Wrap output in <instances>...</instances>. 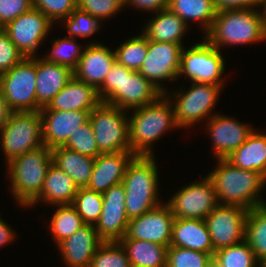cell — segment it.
Here are the masks:
<instances>
[{
    "mask_svg": "<svg viewBox=\"0 0 266 267\" xmlns=\"http://www.w3.org/2000/svg\"><path fill=\"white\" fill-rule=\"evenodd\" d=\"M262 12H263V16H264V20L266 24V0H263Z\"/></svg>",
    "mask_w": 266,
    "mask_h": 267,
    "instance_id": "51",
    "label": "cell"
},
{
    "mask_svg": "<svg viewBox=\"0 0 266 267\" xmlns=\"http://www.w3.org/2000/svg\"><path fill=\"white\" fill-rule=\"evenodd\" d=\"M51 149L45 145L13 158L7 163L10 190L19 206H28L40 195L49 166Z\"/></svg>",
    "mask_w": 266,
    "mask_h": 267,
    "instance_id": "5",
    "label": "cell"
},
{
    "mask_svg": "<svg viewBox=\"0 0 266 267\" xmlns=\"http://www.w3.org/2000/svg\"><path fill=\"white\" fill-rule=\"evenodd\" d=\"M170 246L214 255V248L205 220L175 218Z\"/></svg>",
    "mask_w": 266,
    "mask_h": 267,
    "instance_id": "24",
    "label": "cell"
},
{
    "mask_svg": "<svg viewBox=\"0 0 266 267\" xmlns=\"http://www.w3.org/2000/svg\"><path fill=\"white\" fill-rule=\"evenodd\" d=\"M84 47L78 65L73 70L74 77L98 90L116 62L115 52L102 42H88Z\"/></svg>",
    "mask_w": 266,
    "mask_h": 267,
    "instance_id": "18",
    "label": "cell"
},
{
    "mask_svg": "<svg viewBox=\"0 0 266 267\" xmlns=\"http://www.w3.org/2000/svg\"><path fill=\"white\" fill-rule=\"evenodd\" d=\"M246 241L214 252L213 267H261Z\"/></svg>",
    "mask_w": 266,
    "mask_h": 267,
    "instance_id": "34",
    "label": "cell"
},
{
    "mask_svg": "<svg viewBox=\"0 0 266 267\" xmlns=\"http://www.w3.org/2000/svg\"><path fill=\"white\" fill-rule=\"evenodd\" d=\"M129 145L136 156H154L153 143L179 129L172 102L162 94L155 102L134 109L128 116Z\"/></svg>",
    "mask_w": 266,
    "mask_h": 267,
    "instance_id": "2",
    "label": "cell"
},
{
    "mask_svg": "<svg viewBox=\"0 0 266 267\" xmlns=\"http://www.w3.org/2000/svg\"><path fill=\"white\" fill-rule=\"evenodd\" d=\"M219 49L205 38L193 46L181 50L178 79H190L195 83L213 84L223 87L225 77V60Z\"/></svg>",
    "mask_w": 266,
    "mask_h": 267,
    "instance_id": "9",
    "label": "cell"
},
{
    "mask_svg": "<svg viewBox=\"0 0 266 267\" xmlns=\"http://www.w3.org/2000/svg\"><path fill=\"white\" fill-rule=\"evenodd\" d=\"M0 145L6 164L21 154L43 146L40 112H9L0 128Z\"/></svg>",
    "mask_w": 266,
    "mask_h": 267,
    "instance_id": "7",
    "label": "cell"
},
{
    "mask_svg": "<svg viewBox=\"0 0 266 267\" xmlns=\"http://www.w3.org/2000/svg\"><path fill=\"white\" fill-rule=\"evenodd\" d=\"M89 267H131L130 260L119 241L102 242Z\"/></svg>",
    "mask_w": 266,
    "mask_h": 267,
    "instance_id": "40",
    "label": "cell"
},
{
    "mask_svg": "<svg viewBox=\"0 0 266 267\" xmlns=\"http://www.w3.org/2000/svg\"><path fill=\"white\" fill-rule=\"evenodd\" d=\"M168 8L188 26L190 20L197 21L203 34L210 30L217 13L213 0H169Z\"/></svg>",
    "mask_w": 266,
    "mask_h": 267,
    "instance_id": "31",
    "label": "cell"
},
{
    "mask_svg": "<svg viewBox=\"0 0 266 267\" xmlns=\"http://www.w3.org/2000/svg\"><path fill=\"white\" fill-rule=\"evenodd\" d=\"M203 36L221 51L222 47L255 44L266 40L262 9H227L216 13L210 30Z\"/></svg>",
    "mask_w": 266,
    "mask_h": 267,
    "instance_id": "3",
    "label": "cell"
},
{
    "mask_svg": "<svg viewBox=\"0 0 266 267\" xmlns=\"http://www.w3.org/2000/svg\"><path fill=\"white\" fill-rule=\"evenodd\" d=\"M163 93L139 71H123L122 110L132 111L155 102ZM130 109V110H129Z\"/></svg>",
    "mask_w": 266,
    "mask_h": 267,
    "instance_id": "27",
    "label": "cell"
},
{
    "mask_svg": "<svg viewBox=\"0 0 266 267\" xmlns=\"http://www.w3.org/2000/svg\"><path fill=\"white\" fill-rule=\"evenodd\" d=\"M53 207L57 208L47 226H49L48 229L52 239L58 245L85 224L72 204L53 205Z\"/></svg>",
    "mask_w": 266,
    "mask_h": 267,
    "instance_id": "33",
    "label": "cell"
},
{
    "mask_svg": "<svg viewBox=\"0 0 266 267\" xmlns=\"http://www.w3.org/2000/svg\"><path fill=\"white\" fill-rule=\"evenodd\" d=\"M175 217L164 202L139 217L129 220L126 235L122 239L150 241L169 247Z\"/></svg>",
    "mask_w": 266,
    "mask_h": 267,
    "instance_id": "15",
    "label": "cell"
},
{
    "mask_svg": "<svg viewBox=\"0 0 266 267\" xmlns=\"http://www.w3.org/2000/svg\"><path fill=\"white\" fill-rule=\"evenodd\" d=\"M166 267H213V256L196 250L169 246Z\"/></svg>",
    "mask_w": 266,
    "mask_h": 267,
    "instance_id": "39",
    "label": "cell"
},
{
    "mask_svg": "<svg viewBox=\"0 0 266 267\" xmlns=\"http://www.w3.org/2000/svg\"><path fill=\"white\" fill-rule=\"evenodd\" d=\"M16 232L0 217V247L6 246L15 240Z\"/></svg>",
    "mask_w": 266,
    "mask_h": 267,
    "instance_id": "49",
    "label": "cell"
},
{
    "mask_svg": "<svg viewBox=\"0 0 266 267\" xmlns=\"http://www.w3.org/2000/svg\"><path fill=\"white\" fill-rule=\"evenodd\" d=\"M225 159L237 168L256 171L266 177V134L254 129L248 139Z\"/></svg>",
    "mask_w": 266,
    "mask_h": 267,
    "instance_id": "28",
    "label": "cell"
},
{
    "mask_svg": "<svg viewBox=\"0 0 266 267\" xmlns=\"http://www.w3.org/2000/svg\"><path fill=\"white\" fill-rule=\"evenodd\" d=\"M0 93L10 112H35L36 57L24 58L0 75Z\"/></svg>",
    "mask_w": 266,
    "mask_h": 267,
    "instance_id": "8",
    "label": "cell"
},
{
    "mask_svg": "<svg viewBox=\"0 0 266 267\" xmlns=\"http://www.w3.org/2000/svg\"><path fill=\"white\" fill-rule=\"evenodd\" d=\"M103 207L95 224L103 242L120 241L127 232L129 219L125 211V188L122 183L111 186L102 193Z\"/></svg>",
    "mask_w": 266,
    "mask_h": 267,
    "instance_id": "16",
    "label": "cell"
},
{
    "mask_svg": "<svg viewBox=\"0 0 266 267\" xmlns=\"http://www.w3.org/2000/svg\"><path fill=\"white\" fill-rule=\"evenodd\" d=\"M156 163L154 156H135L126 168L122 184L125 188V211L129 220L163 203L159 195L160 173Z\"/></svg>",
    "mask_w": 266,
    "mask_h": 267,
    "instance_id": "4",
    "label": "cell"
},
{
    "mask_svg": "<svg viewBox=\"0 0 266 267\" xmlns=\"http://www.w3.org/2000/svg\"><path fill=\"white\" fill-rule=\"evenodd\" d=\"M101 102L98 91L73 77L48 105L40 110L92 111Z\"/></svg>",
    "mask_w": 266,
    "mask_h": 267,
    "instance_id": "23",
    "label": "cell"
},
{
    "mask_svg": "<svg viewBox=\"0 0 266 267\" xmlns=\"http://www.w3.org/2000/svg\"><path fill=\"white\" fill-rule=\"evenodd\" d=\"M245 241L258 262L266 266V204L248 210Z\"/></svg>",
    "mask_w": 266,
    "mask_h": 267,
    "instance_id": "32",
    "label": "cell"
},
{
    "mask_svg": "<svg viewBox=\"0 0 266 267\" xmlns=\"http://www.w3.org/2000/svg\"><path fill=\"white\" fill-rule=\"evenodd\" d=\"M72 205L81 216L84 224L94 225L99 220L103 207L102 193L79 188Z\"/></svg>",
    "mask_w": 266,
    "mask_h": 267,
    "instance_id": "38",
    "label": "cell"
},
{
    "mask_svg": "<svg viewBox=\"0 0 266 267\" xmlns=\"http://www.w3.org/2000/svg\"><path fill=\"white\" fill-rule=\"evenodd\" d=\"M77 8L104 21L125 9V0H77Z\"/></svg>",
    "mask_w": 266,
    "mask_h": 267,
    "instance_id": "44",
    "label": "cell"
},
{
    "mask_svg": "<svg viewBox=\"0 0 266 267\" xmlns=\"http://www.w3.org/2000/svg\"><path fill=\"white\" fill-rule=\"evenodd\" d=\"M75 38L63 37L56 40H50L52 48L50 52L41 59L46 62L57 63L67 66L74 70L80 57L82 56L84 47Z\"/></svg>",
    "mask_w": 266,
    "mask_h": 267,
    "instance_id": "36",
    "label": "cell"
},
{
    "mask_svg": "<svg viewBox=\"0 0 266 267\" xmlns=\"http://www.w3.org/2000/svg\"><path fill=\"white\" fill-rule=\"evenodd\" d=\"M206 131L210 135L212 149L216 159H225L239 148L254 131L245 122L216 112L206 121Z\"/></svg>",
    "mask_w": 266,
    "mask_h": 267,
    "instance_id": "17",
    "label": "cell"
},
{
    "mask_svg": "<svg viewBox=\"0 0 266 267\" xmlns=\"http://www.w3.org/2000/svg\"><path fill=\"white\" fill-rule=\"evenodd\" d=\"M52 163L68 174L79 188L90 182L95 158L82 155L64 146L51 149Z\"/></svg>",
    "mask_w": 266,
    "mask_h": 267,
    "instance_id": "29",
    "label": "cell"
},
{
    "mask_svg": "<svg viewBox=\"0 0 266 267\" xmlns=\"http://www.w3.org/2000/svg\"><path fill=\"white\" fill-rule=\"evenodd\" d=\"M9 112L0 93V128L5 124Z\"/></svg>",
    "mask_w": 266,
    "mask_h": 267,
    "instance_id": "50",
    "label": "cell"
},
{
    "mask_svg": "<svg viewBox=\"0 0 266 267\" xmlns=\"http://www.w3.org/2000/svg\"><path fill=\"white\" fill-rule=\"evenodd\" d=\"M63 146L93 158L101 154L96 143L94 130L89 121L78 127Z\"/></svg>",
    "mask_w": 266,
    "mask_h": 267,
    "instance_id": "42",
    "label": "cell"
},
{
    "mask_svg": "<svg viewBox=\"0 0 266 267\" xmlns=\"http://www.w3.org/2000/svg\"><path fill=\"white\" fill-rule=\"evenodd\" d=\"M188 90L179 88L172 93H164L172 101L175 120L179 128H190L194 124L209 120L216 113V103L223 87L206 83L191 82ZM183 90V91H182ZM185 90V91H184ZM201 120V121H200Z\"/></svg>",
    "mask_w": 266,
    "mask_h": 267,
    "instance_id": "6",
    "label": "cell"
},
{
    "mask_svg": "<svg viewBox=\"0 0 266 267\" xmlns=\"http://www.w3.org/2000/svg\"><path fill=\"white\" fill-rule=\"evenodd\" d=\"M131 267H166L168 247L144 240L121 239Z\"/></svg>",
    "mask_w": 266,
    "mask_h": 267,
    "instance_id": "30",
    "label": "cell"
},
{
    "mask_svg": "<svg viewBox=\"0 0 266 267\" xmlns=\"http://www.w3.org/2000/svg\"><path fill=\"white\" fill-rule=\"evenodd\" d=\"M129 6L143 10L146 12L154 13L166 9L169 6V0H125V7Z\"/></svg>",
    "mask_w": 266,
    "mask_h": 267,
    "instance_id": "48",
    "label": "cell"
},
{
    "mask_svg": "<svg viewBox=\"0 0 266 267\" xmlns=\"http://www.w3.org/2000/svg\"><path fill=\"white\" fill-rule=\"evenodd\" d=\"M148 20L142 29L148 40L164 43H175L183 45V37L188 31V26L178 15L169 8L160 10Z\"/></svg>",
    "mask_w": 266,
    "mask_h": 267,
    "instance_id": "26",
    "label": "cell"
},
{
    "mask_svg": "<svg viewBox=\"0 0 266 267\" xmlns=\"http://www.w3.org/2000/svg\"><path fill=\"white\" fill-rule=\"evenodd\" d=\"M216 11L227 9L254 8L261 9L263 0H213Z\"/></svg>",
    "mask_w": 266,
    "mask_h": 267,
    "instance_id": "47",
    "label": "cell"
},
{
    "mask_svg": "<svg viewBox=\"0 0 266 267\" xmlns=\"http://www.w3.org/2000/svg\"><path fill=\"white\" fill-rule=\"evenodd\" d=\"M136 155L131 151L101 153L95 158L87 189L100 193L122 183L128 164Z\"/></svg>",
    "mask_w": 266,
    "mask_h": 267,
    "instance_id": "20",
    "label": "cell"
},
{
    "mask_svg": "<svg viewBox=\"0 0 266 267\" xmlns=\"http://www.w3.org/2000/svg\"><path fill=\"white\" fill-rule=\"evenodd\" d=\"M33 8L59 24L77 8V0H33Z\"/></svg>",
    "mask_w": 266,
    "mask_h": 267,
    "instance_id": "43",
    "label": "cell"
},
{
    "mask_svg": "<svg viewBox=\"0 0 266 267\" xmlns=\"http://www.w3.org/2000/svg\"><path fill=\"white\" fill-rule=\"evenodd\" d=\"M147 49V37L143 33L134 35L114 50L116 62L132 71H139L147 55Z\"/></svg>",
    "mask_w": 266,
    "mask_h": 267,
    "instance_id": "35",
    "label": "cell"
},
{
    "mask_svg": "<svg viewBox=\"0 0 266 267\" xmlns=\"http://www.w3.org/2000/svg\"><path fill=\"white\" fill-rule=\"evenodd\" d=\"M172 196L165 203L175 218L204 220L219 204L215 188L206 175L181 187Z\"/></svg>",
    "mask_w": 266,
    "mask_h": 267,
    "instance_id": "11",
    "label": "cell"
},
{
    "mask_svg": "<svg viewBox=\"0 0 266 267\" xmlns=\"http://www.w3.org/2000/svg\"><path fill=\"white\" fill-rule=\"evenodd\" d=\"M25 57L9 39L7 33L0 29V75L20 63Z\"/></svg>",
    "mask_w": 266,
    "mask_h": 267,
    "instance_id": "45",
    "label": "cell"
},
{
    "mask_svg": "<svg viewBox=\"0 0 266 267\" xmlns=\"http://www.w3.org/2000/svg\"><path fill=\"white\" fill-rule=\"evenodd\" d=\"M216 160L215 169L206 176L215 188L219 204L241 206L247 210L266 204L260 195L266 186L263 174L237 168L226 159Z\"/></svg>",
    "mask_w": 266,
    "mask_h": 267,
    "instance_id": "1",
    "label": "cell"
},
{
    "mask_svg": "<svg viewBox=\"0 0 266 267\" xmlns=\"http://www.w3.org/2000/svg\"><path fill=\"white\" fill-rule=\"evenodd\" d=\"M73 77L74 73L71 68L36 57L37 111L46 107Z\"/></svg>",
    "mask_w": 266,
    "mask_h": 267,
    "instance_id": "22",
    "label": "cell"
},
{
    "mask_svg": "<svg viewBox=\"0 0 266 267\" xmlns=\"http://www.w3.org/2000/svg\"><path fill=\"white\" fill-rule=\"evenodd\" d=\"M180 44L148 40L147 55L139 72L163 94L167 92L163 81H177L180 68Z\"/></svg>",
    "mask_w": 266,
    "mask_h": 267,
    "instance_id": "13",
    "label": "cell"
},
{
    "mask_svg": "<svg viewBox=\"0 0 266 267\" xmlns=\"http://www.w3.org/2000/svg\"><path fill=\"white\" fill-rule=\"evenodd\" d=\"M54 25L41 11L32 8L2 28L25 58L37 57L39 46Z\"/></svg>",
    "mask_w": 266,
    "mask_h": 267,
    "instance_id": "14",
    "label": "cell"
},
{
    "mask_svg": "<svg viewBox=\"0 0 266 267\" xmlns=\"http://www.w3.org/2000/svg\"><path fill=\"white\" fill-rule=\"evenodd\" d=\"M128 111L100 102L89 115L101 153L131 151L129 145Z\"/></svg>",
    "mask_w": 266,
    "mask_h": 267,
    "instance_id": "10",
    "label": "cell"
},
{
    "mask_svg": "<svg viewBox=\"0 0 266 267\" xmlns=\"http://www.w3.org/2000/svg\"><path fill=\"white\" fill-rule=\"evenodd\" d=\"M247 212L241 206L218 204L206 216L214 251L245 241Z\"/></svg>",
    "mask_w": 266,
    "mask_h": 267,
    "instance_id": "12",
    "label": "cell"
},
{
    "mask_svg": "<svg viewBox=\"0 0 266 267\" xmlns=\"http://www.w3.org/2000/svg\"><path fill=\"white\" fill-rule=\"evenodd\" d=\"M124 65L114 63L107 73L102 86L97 90L101 102H105L122 109V82Z\"/></svg>",
    "mask_w": 266,
    "mask_h": 267,
    "instance_id": "41",
    "label": "cell"
},
{
    "mask_svg": "<svg viewBox=\"0 0 266 267\" xmlns=\"http://www.w3.org/2000/svg\"><path fill=\"white\" fill-rule=\"evenodd\" d=\"M103 241L94 225H83L77 232L57 245L67 267H89L94 253Z\"/></svg>",
    "mask_w": 266,
    "mask_h": 267,
    "instance_id": "21",
    "label": "cell"
},
{
    "mask_svg": "<svg viewBox=\"0 0 266 267\" xmlns=\"http://www.w3.org/2000/svg\"><path fill=\"white\" fill-rule=\"evenodd\" d=\"M64 23V24H63ZM102 21L91 14L76 8L67 18L61 21V26L66 27L70 38H89L100 31ZM65 25V26H64Z\"/></svg>",
    "mask_w": 266,
    "mask_h": 267,
    "instance_id": "37",
    "label": "cell"
},
{
    "mask_svg": "<svg viewBox=\"0 0 266 267\" xmlns=\"http://www.w3.org/2000/svg\"><path fill=\"white\" fill-rule=\"evenodd\" d=\"M33 8V0H0V27Z\"/></svg>",
    "mask_w": 266,
    "mask_h": 267,
    "instance_id": "46",
    "label": "cell"
},
{
    "mask_svg": "<svg viewBox=\"0 0 266 267\" xmlns=\"http://www.w3.org/2000/svg\"><path fill=\"white\" fill-rule=\"evenodd\" d=\"M78 189L68 174L51 163L40 195L28 207H35L39 202L51 206L72 204Z\"/></svg>",
    "mask_w": 266,
    "mask_h": 267,
    "instance_id": "25",
    "label": "cell"
},
{
    "mask_svg": "<svg viewBox=\"0 0 266 267\" xmlns=\"http://www.w3.org/2000/svg\"><path fill=\"white\" fill-rule=\"evenodd\" d=\"M43 144L52 149L63 146L76 129L89 121L91 111L39 110Z\"/></svg>",
    "mask_w": 266,
    "mask_h": 267,
    "instance_id": "19",
    "label": "cell"
}]
</instances>
